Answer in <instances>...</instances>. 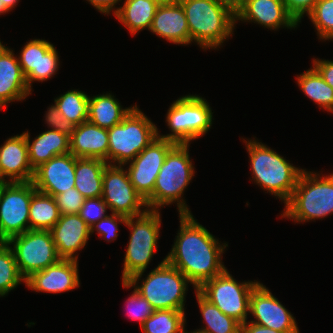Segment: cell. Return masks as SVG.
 Returning a JSON list of instances; mask_svg holds the SVG:
<instances>
[{"label": "cell", "instance_id": "1", "mask_svg": "<svg viewBox=\"0 0 333 333\" xmlns=\"http://www.w3.org/2000/svg\"><path fill=\"white\" fill-rule=\"evenodd\" d=\"M180 227L165 261L180 270L197 290L227 268L222 262L228 243L219 239L197 222L193 214H179Z\"/></svg>", "mask_w": 333, "mask_h": 333}, {"label": "cell", "instance_id": "2", "mask_svg": "<svg viewBox=\"0 0 333 333\" xmlns=\"http://www.w3.org/2000/svg\"><path fill=\"white\" fill-rule=\"evenodd\" d=\"M242 140L249 155L251 180L285 204L303 169L293 166L289 160L255 138Z\"/></svg>", "mask_w": 333, "mask_h": 333}, {"label": "cell", "instance_id": "3", "mask_svg": "<svg viewBox=\"0 0 333 333\" xmlns=\"http://www.w3.org/2000/svg\"><path fill=\"white\" fill-rule=\"evenodd\" d=\"M189 147L190 144L176 143L167 153L153 193L145 200L148 210H160L161 207L176 202L179 214H191L183 199L184 191L195 174Z\"/></svg>", "mask_w": 333, "mask_h": 333}, {"label": "cell", "instance_id": "4", "mask_svg": "<svg viewBox=\"0 0 333 333\" xmlns=\"http://www.w3.org/2000/svg\"><path fill=\"white\" fill-rule=\"evenodd\" d=\"M185 12L191 42L203 50L220 48L234 34L236 15L214 0H178Z\"/></svg>", "mask_w": 333, "mask_h": 333}, {"label": "cell", "instance_id": "5", "mask_svg": "<svg viewBox=\"0 0 333 333\" xmlns=\"http://www.w3.org/2000/svg\"><path fill=\"white\" fill-rule=\"evenodd\" d=\"M281 218L295 223L314 221L333 214V173L327 175L303 169Z\"/></svg>", "mask_w": 333, "mask_h": 333}, {"label": "cell", "instance_id": "6", "mask_svg": "<svg viewBox=\"0 0 333 333\" xmlns=\"http://www.w3.org/2000/svg\"><path fill=\"white\" fill-rule=\"evenodd\" d=\"M143 275L144 271L133 275L128 281H122V286L135 288L155 310H186L185 297L191 282L180 270L168 264L164 258L141 280Z\"/></svg>", "mask_w": 333, "mask_h": 333}, {"label": "cell", "instance_id": "7", "mask_svg": "<svg viewBox=\"0 0 333 333\" xmlns=\"http://www.w3.org/2000/svg\"><path fill=\"white\" fill-rule=\"evenodd\" d=\"M158 129L135 105L121 123L108 129V164L123 166L133 160L158 137Z\"/></svg>", "mask_w": 333, "mask_h": 333}, {"label": "cell", "instance_id": "8", "mask_svg": "<svg viewBox=\"0 0 333 333\" xmlns=\"http://www.w3.org/2000/svg\"><path fill=\"white\" fill-rule=\"evenodd\" d=\"M167 111L165 122L172 133L161 135L158 131V137L177 144H190L206 135L214 120L208 101L196 94L179 97Z\"/></svg>", "mask_w": 333, "mask_h": 333}, {"label": "cell", "instance_id": "9", "mask_svg": "<svg viewBox=\"0 0 333 333\" xmlns=\"http://www.w3.org/2000/svg\"><path fill=\"white\" fill-rule=\"evenodd\" d=\"M159 210H147L145 213L129 217V241L124 256L122 281H128L133 275L145 272L157 249L160 238L161 216Z\"/></svg>", "mask_w": 333, "mask_h": 333}, {"label": "cell", "instance_id": "10", "mask_svg": "<svg viewBox=\"0 0 333 333\" xmlns=\"http://www.w3.org/2000/svg\"><path fill=\"white\" fill-rule=\"evenodd\" d=\"M259 282H238L226 269L220 275L205 281L197 291L222 313L244 324L248 319L252 290Z\"/></svg>", "mask_w": 333, "mask_h": 333}, {"label": "cell", "instance_id": "11", "mask_svg": "<svg viewBox=\"0 0 333 333\" xmlns=\"http://www.w3.org/2000/svg\"><path fill=\"white\" fill-rule=\"evenodd\" d=\"M36 191L32 181L0 183V242L30 230L29 207Z\"/></svg>", "mask_w": 333, "mask_h": 333}, {"label": "cell", "instance_id": "12", "mask_svg": "<svg viewBox=\"0 0 333 333\" xmlns=\"http://www.w3.org/2000/svg\"><path fill=\"white\" fill-rule=\"evenodd\" d=\"M6 243L12 249L19 272L25 279L61 259L50 231L28 230L11 237Z\"/></svg>", "mask_w": 333, "mask_h": 333}, {"label": "cell", "instance_id": "13", "mask_svg": "<svg viewBox=\"0 0 333 333\" xmlns=\"http://www.w3.org/2000/svg\"><path fill=\"white\" fill-rule=\"evenodd\" d=\"M102 198L111 213L135 217L148 210L144 198L134 189L122 165H107L103 173Z\"/></svg>", "mask_w": 333, "mask_h": 333}, {"label": "cell", "instance_id": "14", "mask_svg": "<svg viewBox=\"0 0 333 333\" xmlns=\"http://www.w3.org/2000/svg\"><path fill=\"white\" fill-rule=\"evenodd\" d=\"M176 143L156 137L133 160L125 163L130 182L134 189L146 200L154 190L156 178L169 150Z\"/></svg>", "mask_w": 333, "mask_h": 333}, {"label": "cell", "instance_id": "15", "mask_svg": "<svg viewBox=\"0 0 333 333\" xmlns=\"http://www.w3.org/2000/svg\"><path fill=\"white\" fill-rule=\"evenodd\" d=\"M249 313L254 317L250 322L255 324L279 332L300 333L293 314L260 282L252 290Z\"/></svg>", "mask_w": 333, "mask_h": 333}, {"label": "cell", "instance_id": "16", "mask_svg": "<svg viewBox=\"0 0 333 333\" xmlns=\"http://www.w3.org/2000/svg\"><path fill=\"white\" fill-rule=\"evenodd\" d=\"M22 48L17 58L32 92L34 81H48L56 75L60 59L55 46L44 39L30 40Z\"/></svg>", "mask_w": 333, "mask_h": 333}, {"label": "cell", "instance_id": "17", "mask_svg": "<svg viewBox=\"0 0 333 333\" xmlns=\"http://www.w3.org/2000/svg\"><path fill=\"white\" fill-rule=\"evenodd\" d=\"M75 163L76 157L71 153L51 158L34 170V187L53 197L74 188Z\"/></svg>", "mask_w": 333, "mask_h": 333}, {"label": "cell", "instance_id": "18", "mask_svg": "<svg viewBox=\"0 0 333 333\" xmlns=\"http://www.w3.org/2000/svg\"><path fill=\"white\" fill-rule=\"evenodd\" d=\"M78 261L60 259L44 270L32 273L25 279V286L34 292L60 294L80 286Z\"/></svg>", "mask_w": 333, "mask_h": 333}, {"label": "cell", "instance_id": "19", "mask_svg": "<svg viewBox=\"0 0 333 333\" xmlns=\"http://www.w3.org/2000/svg\"><path fill=\"white\" fill-rule=\"evenodd\" d=\"M235 15L236 23L254 22L274 31L282 27L291 30L299 25L287 11L283 0H245Z\"/></svg>", "mask_w": 333, "mask_h": 333}, {"label": "cell", "instance_id": "20", "mask_svg": "<svg viewBox=\"0 0 333 333\" xmlns=\"http://www.w3.org/2000/svg\"><path fill=\"white\" fill-rule=\"evenodd\" d=\"M33 175L24 132L7 138L0 146V183L30 182Z\"/></svg>", "mask_w": 333, "mask_h": 333}, {"label": "cell", "instance_id": "21", "mask_svg": "<svg viewBox=\"0 0 333 333\" xmlns=\"http://www.w3.org/2000/svg\"><path fill=\"white\" fill-rule=\"evenodd\" d=\"M57 254L61 259L78 261V251L85 248L91 228L79 214L60 215L57 223L50 230Z\"/></svg>", "mask_w": 333, "mask_h": 333}, {"label": "cell", "instance_id": "22", "mask_svg": "<svg viewBox=\"0 0 333 333\" xmlns=\"http://www.w3.org/2000/svg\"><path fill=\"white\" fill-rule=\"evenodd\" d=\"M29 94L32 93L14 50L0 40V110L11 102L28 98Z\"/></svg>", "mask_w": 333, "mask_h": 333}, {"label": "cell", "instance_id": "23", "mask_svg": "<svg viewBox=\"0 0 333 333\" xmlns=\"http://www.w3.org/2000/svg\"><path fill=\"white\" fill-rule=\"evenodd\" d=\"M149 31L167 42L184 46L190 44L186 15L178 0L159 4Z\"/></svg>", "mask_w": 333, "mask_h": 333}, {"label": "cell", "instance_id": "24", "mask_svg": "<svg viewBox=\"0 0 333 333\" xmlns=\"http://www.w3.org/2000/svg\"><path fill=\"white\" fill-rule=\"evenodd\" d=\"M108 129L88 120L75 126L70 136V153L77 158H97L108 163Z\"/></svg>", "mask_w": 333, "mask_h": 333}, {"label": "cell", "instance_id": "25", "mask_svg": "<svg viewBox=\"0 0 333 333\" xmlns=\"http://www.w3.org/2000/svg\"><path fill=\"white\" fill-rule=\"evenodd\" d=\"M29 162L33 170L51 158L70 153V136L57 130H45L30 141L29 131L24 132Z\"/></svg>", "mask_w": 333, "mask_h": 333}, {"label": "cell", "instance_id": "26", "mask_svg": "<svg viewBox=\"0 0 333 333\" xmlns=\"http://www.w3.org/2000/svg\"><path fill=\"white\" fill-rule=\"evenodd\" d=\"M134 106L123 108L118 99L108 92L89 96L87 120L101 128L110 129L121 123Z\"/></svg>", "mask_w": 333, "mask_h": 333}, {"label": "cell", "instance_id": "27", "mask_svg": "<svg viewBox=\"0 0 333 333\" xmlns=\"http://www.w3.org/2000/svg\"><path fill=\"white\" fill-rule=\"evenodd\" d=\"M158 6L154 0H125L113 16L136 35L143 29L150 30Z\"/></svg>", "mask_w": 333, "mask_h": 333}, {"label": "cell", "instance_id": "28", "mask_svg": "<svg viewBox=\"0 0 333 333\" xmlns=\"http://www.w3.org/2000/svg\"><path fill=\"white\" fill-rule=\"evenodd\" d=\"M104 160L97 158H77L75 163V188L85 199L102 197Z\"/></svg>", "mask_w": 333, "mask_h": 333}, {"label": "cell", "instance_id": "29", "mask_svg": "<svg viewBox=\"0 0 333 333\" xmlns=\"http://www.w3.org/2000/svg\"><path fill=\"white\" fill-rule=\"evenodd\" d=\"M296 80L305 96L315 102L320 109L333 113V88L323 80L313 66L297 75Z\"/></svg>", "mask_w": 333, "mask_h": 333}, {"label": "cell", "instance_id": "30", "mask_svg": "<svg viewBox=\"0 0 333 333\" xmlns=\"http://www.w3.org/2000/svg\"><path fill=\"white\" fill-rule=\"evenodd\" d=\"M60 212L53 196L36 191L29 207L30 230L50 231L60 218Z\"/></svg>", "mask_w": 333, "mask_h": 333}, {"label": "cell", "instance_id": "31", "mask_svg": "<svg viewBox=\"0 0 333 333\" xmlns=\"http://www.w3.org/2000/svg\"><path fill=\"white\" fill-rule=\"evenodd\" d=\"M196 293L197 303L201 312L204 326L195 331L200 333H241V324L225 315L215 305L211 304L205 299L197 290Z\"/></svg>", "mask_w": 333, "mask_h": 333}, {"label": "cell", "instance_id": "32", "mask_svg": "<svg viewBox=\"0 0 333 333\" xmlns=\"http://www.w3.org/2000/svg\"><path fill=\"white\" fill-rule=\"evenodd\" d=\"M54 104L62 116L75 126L87 121L89 95L78 89L68 90L54 98Z\"/></svg>", "mask_w": 333, "mask_h": 333}, {"label": "cell", "instance_id": "33", "mask_svg": "<svg viewBox=\"0 0 333 333\" xmlns=\"http://www.w3.org/2000/svg\"><path fill=\"white\" fill-rule=\"evenodd\" d=\"M185 311L155 310L141 326L143 333H183L186 326Z\"/></svg>", "mask_w": 333, "mask_h": 333}, {"label": "cell", "instance_id": "34", "mask_svg": "<svg viewBox=\"0 0 333 333\" xmlns=\"http://www.w3.org/2000/svg\"><path fill=\"white\" fill-rule=\"evenodd\" d=\"M22 283L25 278L19 272L12 249L6 242H0V297Z\"/></svg>", "mask_w": 333, "mask_h": 333}, {"label": "cell", "instance_id": "35", "mask_svg": "<svg viewBox=\"0 0 333 333\" xmlns=\"http://www.w3.org/2000/svg\"><path fill=\"white\" fill-rule=\"evenodd\" d=\"M307 17L317 30L320 41H333V0H318Z\"/></svg>", "mask_w": 333, "mask_h": 333}, {"label": "cell", "instance_id": "36", "mask_svg": "<svg viewBox=\"0 0 333 333\" xmlns=\"http://www.w3.org/2000/svg\"><path fill=\"white\" fill-rule=\"evenodd\" d=\"M132 292L126 300L125 310L127 309V317L133 321H138L141 327L144 321L154 313L155 309L135 288Z\"/></svg>", "mask_w": 333, "mask_h": 333}, {"label": "cell", "instance_id": "37", "mask_svg": "<svg viewBox=\"0 0 333 333\" xmlns=\"http://www.w3.org/2000/svg\"><path fill=\"white\" fill-rule=\"evenodd\" d=\"M127 217L119 215V214H110L106 217L102 218L100 221L92 225L91 228V235L94 231H97L99 238L104 239L107 242H112L117 239L119 236V223H123L124 226L126 224Z\"/></svg>", "mask_w": 333, "mask_h": 333}, {"label": "cell", "instance_id": "38", "mask_svg": "<svg viewBox=\"0 0 333 333\" xmlns=\"http://www.w3.org/2000/svg\"><path fill=\"white\" fill-rule=\"evenodd\" d=\"M107 210L109 208L102 197H93L84 200L79 215L91 227L108 215Z\"/></svg>", "mask_w": 333, "mask_h": 333}, {"label": "cell", "instance_id": "39", "mask_svg": "<svg viewBox=\"0 0 333 333\" xmlns=\"http://www.w3.org/2000/svg\"><path fill=\"white\" fill-rule=\"evenodd\" d=\"M61 215L79 214L84 196L74 187L54 196Z\"/></svg>", "mask_w": 333, "mask_h": 333}, {"label": "cell", "instance_id": "40", "mask_svg": "<svg viewBox=\"0 0 333 333\" xmlns=\"http://www.w3.org/2000/svg\"><path fill=\"white\" fill-rule=\"evenodd\" d=\"M44 118L48 128L60 131L66 135L71 136V133L75 129V125L62 116L55 104L48 107Z\"/></svg>", "mask_w": 333, "mask_h": 333}, {"label": "cell", "instance_id": "41", "mask_svg": "<svg viewBox=\"0 0 333 333\" xmlns=\"http://www.w3.org/2000/svg\"><path fill=\"white\" fill-rule=\"evenodd\" d=\"M289 14L300 24L301 19L308 15L318 0H283Z\"/></svg>", "mask_w": 333, "mask_h": 333}, {"label": "cell", "instance_id": "42", "mask_svg": "<svg viewBox=\"0 0 333 333\" xmlns=\"http://www.w3.org/2000/svg\"><path fill=\"white\" fill-rule=\"evenodd\" d=\"M313 67L319 72L323 80L333 88V61L313 58Z\"/></svg>", "mask_w": 333, "mask_h": 333}, {"label": "cell", "instance_id": "43", "mask_svg": "<svg viewBox=\"0 0 333 333\" xmlns=\"http://www.w3.org/2000/svg\"><path fill=\"white\" fill-rule=\"evenodd\" d=\"M91 4L97 11L102 13L103 15L106 14L107 16L110 15L111 11L113 14L119 9L116 7L117 3L119 4L121 0H86ZM115 8V9H114Z\"/></svg>", "mask_w": 333, "mask_h": 333}, {"label": "cell", "instance_id": "44", "mask_svg": "<svg viewBox=\"0 0 333 333\" xmlns=\"http://www.w3.org/2000/svg\"><path fill=\"white\" fill-rule=\"evenodd\" d=\"M241 333H284L275 331L269 327H265L259 324H255L250 321H246L244 324H241Z\"/></svg>", "mask_w": 333, "mask_h": 333}, {"label": "cell", "instance_id": "45", "mask_svg": "<svg viewBox=\"0 0 333 333\" xmlns=\"http://www.w3.org/2000/svg\"><path fill=\"white\" fill-rule=\"evenodd\" d=\"M228 7L233 13H237L243 6L245 0H214Z\"/></svg>", "mask_w": 333, "mask_h": 333}, {"label": "cell", "instance_id": "46", "mask_svg": "<svg viewBox=\"0 0 333 333\" xmlns=\"http://www.w3.org/2000/svg\"><path fill=\"white\" fill-rule=\"evenodd\" d=\"M5 8L10 12L18 5L19 0H1Z\"/></svg>", "mask_w": 333, "mask_h": 333}, {"label": "cell", "instance_id": "47", "mask_svg": "<svg viewBox=\"0 0 333 333\" xmlns=\"http://www.w3.org/2000/svg\"><path fill=\"white\" fill-rule=\"evenodd\" d=\"M9 11L5 8V6L3 5L2 1L0 0V15H5V13L7 14Z\"/></svg>", "mask_w": 333, "mask_h": 333}, {"label": "cell", "instance_id": "48", "mask_svg": "<svg viewBox=\"0 0 333 333\" xmlns=\"http://www.w3.org/2000/svg\"><path fill=\"white\" fill-rule=\"evenodd\" d=\"M154 1H156L158 4H166V3H169L173 0H154Z\"/></svg>", "mask_w": 333, "mask_h": 333}, {"label": "cell", "instance_id": "49", "mask_svg": "<svg viewBox=\"0 0 333 333\" xmlns=\"http://www.w3.org/2000/svg\"><path fill=\"white\" fill-rule=\"evenodd\" d=\"M190 332H191V333H200V332H197V331H195V330H194L193 332H192V331H190ZM190 332L186 331V329H185L183 333H190Z\"/></svg>", "mask_w": 333, "mask_h": 333}]
</instances>
